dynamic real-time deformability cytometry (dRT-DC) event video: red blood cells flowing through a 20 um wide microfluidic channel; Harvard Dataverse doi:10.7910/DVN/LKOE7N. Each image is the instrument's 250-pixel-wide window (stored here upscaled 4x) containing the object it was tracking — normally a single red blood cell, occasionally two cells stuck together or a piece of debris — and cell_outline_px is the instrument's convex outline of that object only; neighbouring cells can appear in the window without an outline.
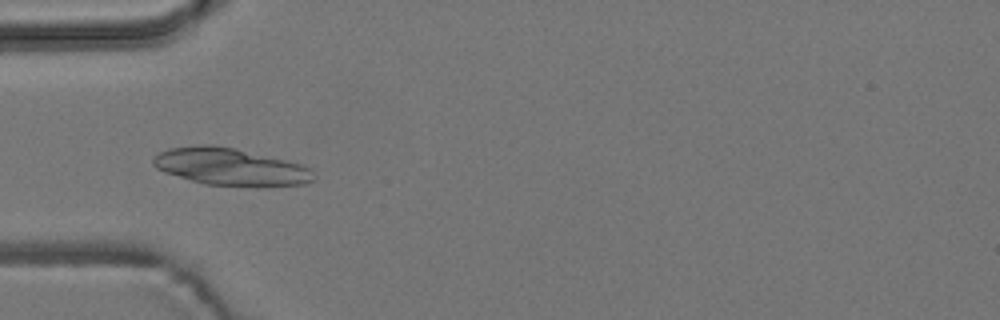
{"species": "common noctule bat (a hibernating species)", "species_latin": "Nyctalus noctula", "temperature_condition": "room temperature", "stored_images_in_passage": 54, "camera_frame_rate_fps": 3000, "um_per_image_px": 0.085, "animal": {"sex": "male", "body_mass_g": 19.2, "forearm_length_mm": 51.8}, "frame": {"image": 1, "passage_image": 17, "time_ms": 5.333, "image_size_px": [1000, 320], "cell_outline_px": [[316, 176], [308, 184], [264, 188], [204, 184], [164, 172], [156, 168], [152, 164], [152, 160], [160, 152], [168, 148], [200, 144], [212, 144], [232, 148], [304, 164], [312, 168]], "centroid_in_image_um": [19.66, 14.21], "position_along_channel_um": 65.3, "area_um2": 35.49}}
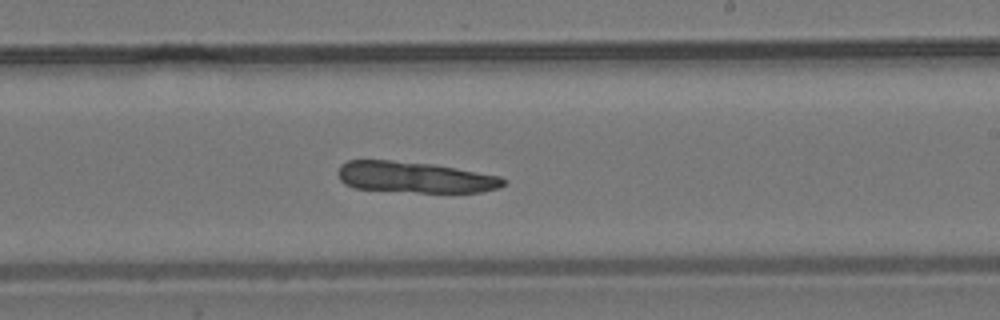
{"frame": {"image": 2, "passage_image": 32, "time_ms": 10.333, "image_size_px": [1000, 320], "cell_outline_px": [[508, 180], [500, 188], [480, 192], [416, 192], [352, 188], [344, 184], [340, 180], [336, 172], [340, 164], [348, 160], [392, 160], [432, 164], [456, 168], [500, 176]], "centroid_in_image_um": [35.23, 15.06], "position_along_channel_um": 253.8, "area_um2": 30.17}}
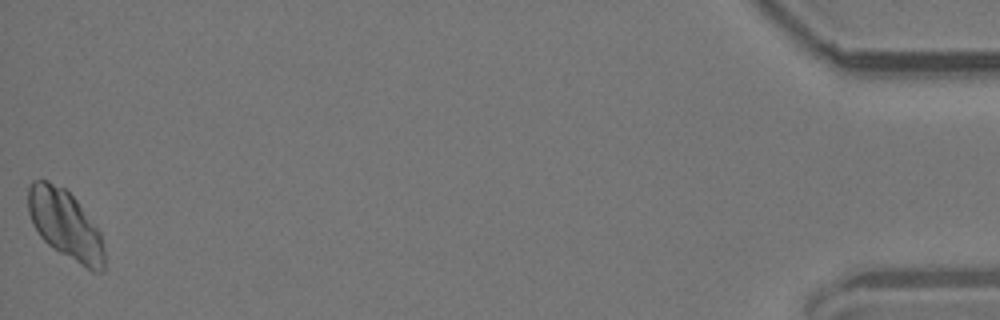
{"frame": {"image": 3, "passage_image": 54, "time_ms": 17.667, "image_size_px": [1000, 320], "cell_outline_px": [[104, 272], [92, 272], [60, 252], [48, 244], [40, 236], [32, 224], [28, 212], [28, 188], [32, 180], [48, 180], [64, 188], [76, 200], [100, 232], [104, 252]], "centroid_in_image_um": [5.54, 19.1], "position_along_channel_um": 429.7, "area_um2": 30.46}}